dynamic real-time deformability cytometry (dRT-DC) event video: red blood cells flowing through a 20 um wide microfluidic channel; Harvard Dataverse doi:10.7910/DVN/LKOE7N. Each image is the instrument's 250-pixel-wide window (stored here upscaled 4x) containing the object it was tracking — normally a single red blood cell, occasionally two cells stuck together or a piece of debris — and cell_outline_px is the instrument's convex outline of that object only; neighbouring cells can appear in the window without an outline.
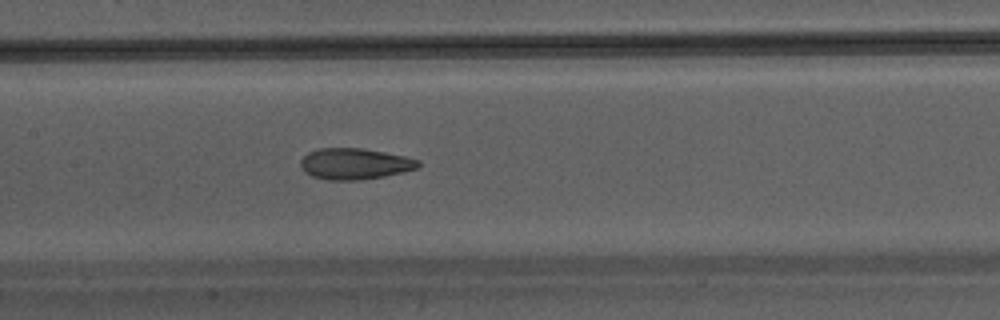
{"species": "Egyptian fruit bat (a non-hibernating species)", "species_latin": "Rousettus aegyptiacus", "temperature_condition": "warm", "stored_images_in_passage": 36, "camera_frame_rate_fps": 3000, "um_per_image_px": 0.085, "animal": {"sex": "male"}, "frame": {"image": 1, "passage_image": 18, "time_ms": 5.667, "image_size_px": [1000, 320], "cell_outline_px": [[420, 164], [416, 168], [404, 172], [384, 176], [360, 180], [328, 180], [312, 176], [304, 172], [300, 164], [300, 160], [308, 152], [320, 148], [364, 148], [404, 156], [420, 160]], "centroid_in_image_um": [30.14, 13.92], "position_along_channel_um": 177.3, "area_um2": 21.39}}